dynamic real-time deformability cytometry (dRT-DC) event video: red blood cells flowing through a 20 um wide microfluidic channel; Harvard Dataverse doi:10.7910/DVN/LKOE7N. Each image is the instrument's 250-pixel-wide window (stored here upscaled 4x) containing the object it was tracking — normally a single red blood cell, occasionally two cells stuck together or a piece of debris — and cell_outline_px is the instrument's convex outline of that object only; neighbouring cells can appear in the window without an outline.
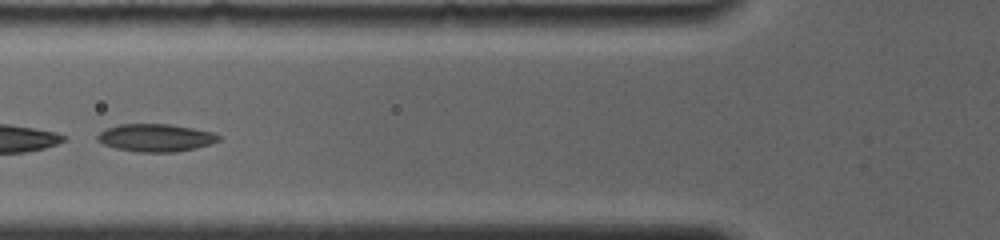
{"species": "common noctule bat (a hibernating species)", "species_latin": "Nyctalus noctula", "temperature_condition": "room temperature", "stored_images_in_passage": 6, "camera_frame_rate_fps": 4000, "um_per_image_px": 0.085, "animal": {"sex": "female", "body_mass_g": 19.0, "forearm_length_mm": 56.7}, "frame": {"image": 1, "passage_image": 3, "time_ms": 1.25, "image_size_px": [1000, 240], "cell_outline_px": [[220, 140], [196, 148], [176, 152], [136, 152], [116, 148], [104, 144], [96, 140], [96, 136], [100, 132], [108, 128], [120, 124], [168, 124], [192, 128], [212, 132], [220, 136]], "centroid_in_image_um": [13.21, 11.71], "position_along_channel_um": 112.6, "area_um2": 19.42}}
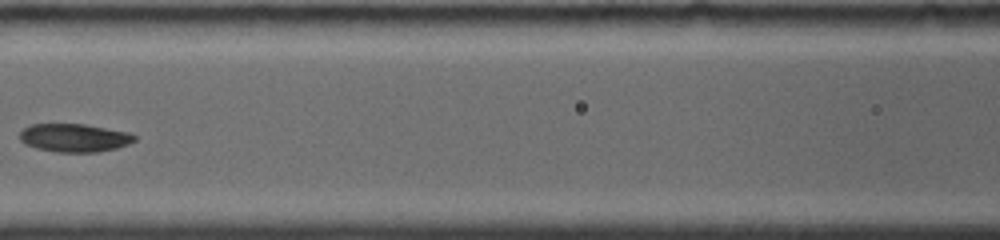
{"frame": {"image": 2, "passage_image": 5, "time_ms": 2.5, "image_size_px": [1000, 240], "cell_outline_px": [[136, 140], [128, 144], [116, 148], [96, 152], [56, 152], [36, 148], [24, 144], [20, 140], [20, 132], [24, 128], [32, 124], [84, 124], [128, 132], [136, 136]], "centroid_in_image_um": [6.3, 11.71], "position_along_channel_um": 160.3, "area_um2": 18.84}}